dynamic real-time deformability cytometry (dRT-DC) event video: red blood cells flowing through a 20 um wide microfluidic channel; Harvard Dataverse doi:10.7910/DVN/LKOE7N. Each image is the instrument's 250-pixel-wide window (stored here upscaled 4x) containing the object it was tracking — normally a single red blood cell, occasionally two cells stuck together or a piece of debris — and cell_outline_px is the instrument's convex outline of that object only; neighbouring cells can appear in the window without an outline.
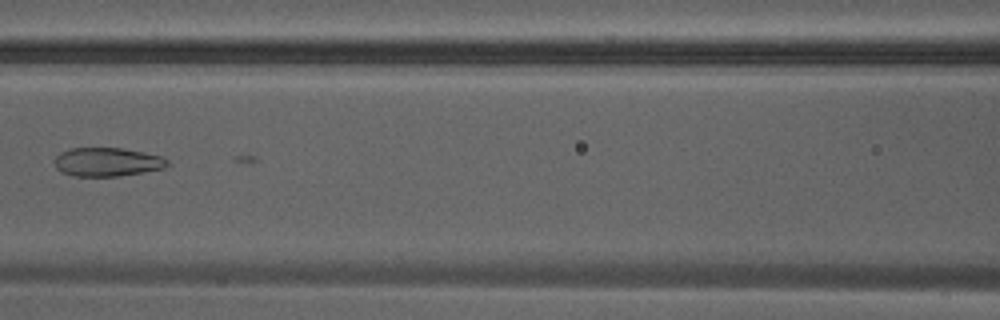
{"species": "Egyptian fruit bat (a non-hibernating species)", "species_latin": "Rousettus aegyptiacus", "temperature_condition": "warm", "stored_images_in_passage": 10, "camera_frame_rate_fps": 3000, "um_per_image_px": 0.085, "animal": {"sex": "male"}, "frame": {"image": 1, "passage_image": 8, "time_ms": 2.333, "image_size_px": [1000, 320], "cell_outline_px": [[168, 164], [164, 168], [116, 176], [72, 176], [56, 168], [56, 156], [60, 152], [72, 148], [120, 148], [144, 152], [160, 156], [168, 160]], "centroid_in_image_um": [9.1, 13.76], "position_along_channel_um": 157.5, "area_um2": 18.55}}